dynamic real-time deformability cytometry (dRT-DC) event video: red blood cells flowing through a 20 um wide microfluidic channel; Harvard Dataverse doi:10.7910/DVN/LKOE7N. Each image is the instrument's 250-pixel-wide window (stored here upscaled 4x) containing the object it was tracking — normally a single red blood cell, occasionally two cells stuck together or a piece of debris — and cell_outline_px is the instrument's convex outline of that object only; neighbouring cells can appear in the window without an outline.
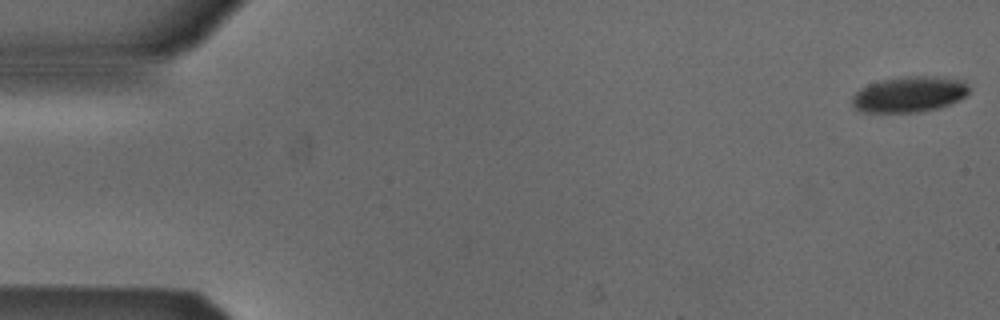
{"species": "Egyptian fruit bat (a non-hibernating species)", "species_latin": "Rousettus aegyptiacus", "temperature_condition": "cold", "stored_images_in_passage": 53, "camera_frame_rate_fps": 3000, "um_per_image_px": 0.085, "animal": {"sex": "male"}, "frame": {"image": 1, "passage_image": 1, "time_ms": 0.0, "image_size_px": [1000, 320], "cell_outline_px": [[968, 92], [960, 100], [940, 108], [916, 112], [864, 112], [856, 108], [852, 104], [852, 96], [860, 88], [868, 84], [880, 80], [904, 76], [944, 76], [964, 80], [968, 84]], "centroid_in_image_um": [77.32, 8.0], "position_along_channel_um": 7.7, "area_um2": 24.62}}
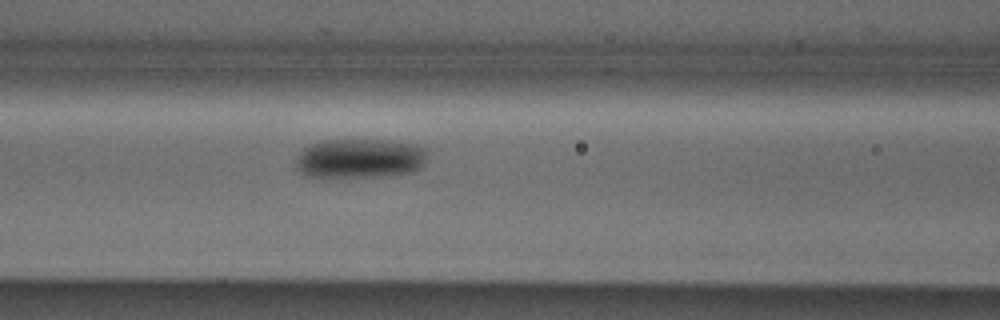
{"frame": {"image": 2, "passage_image": 22, "time_ms": 7.0, "image_size_px": [1000, 320], "cell_outline_px": [[428, 156], [424, 164], [420, 168], [412, 172], [384, 176], [304, 176], [296, 168], [296, 156], [304, 148], [320, 140], [388, 140], [416, 144], [428, 148]], "centroid_in_image_um": [30.63, 13.45], "position_along_channel_um": 136.0, "area_um2": 30.52}}
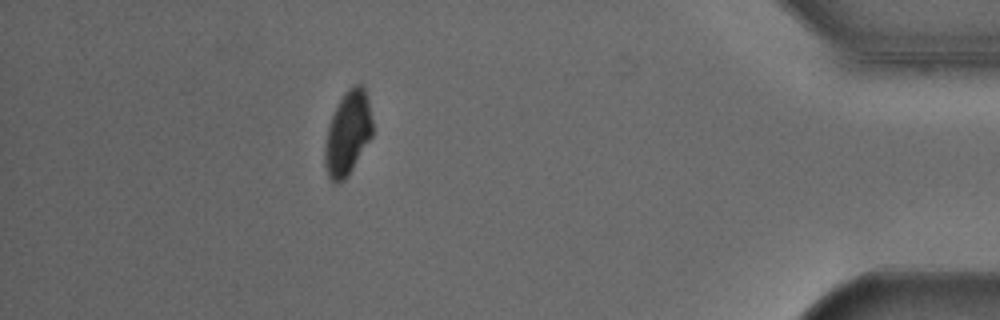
{"frame": {"image": 3, "passage_image": 47, "time_ms": 15.333, "image_size_px": [1000, 320], "cell_outline_px": [[372, 136], [352, 168], [344, 180], [340, 184], [332, 184], [328, 176], [324, 164], [324, 144], [328, 128], [332, 116], [344, 92], [352, 84], [364, 84], [368, 100], [372, 120]], "centroid_in_image_um": [29.54, 11.33], "position_along_channel_um": 405.7, "area_um2": 23.35}, "authors_computed_cell_mechanics": {"area_um2": 27.3394, "velocity_mm_per_s": 3.8593, "shape_relaxation_time_tau1_ms": 5.2239, "shape_relaxation_time_tau2_ms": null, "deformation_change_tau1": 0.1266, "deformation_change_tau2": null}}